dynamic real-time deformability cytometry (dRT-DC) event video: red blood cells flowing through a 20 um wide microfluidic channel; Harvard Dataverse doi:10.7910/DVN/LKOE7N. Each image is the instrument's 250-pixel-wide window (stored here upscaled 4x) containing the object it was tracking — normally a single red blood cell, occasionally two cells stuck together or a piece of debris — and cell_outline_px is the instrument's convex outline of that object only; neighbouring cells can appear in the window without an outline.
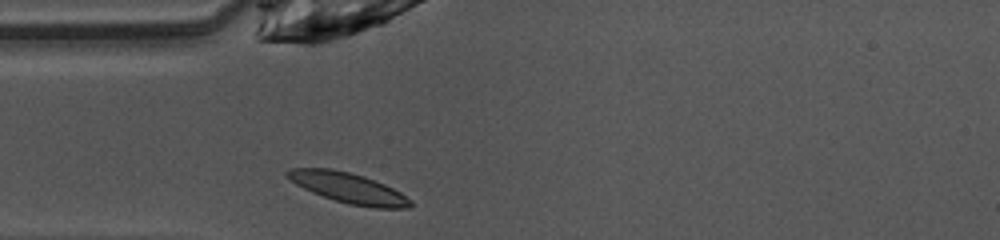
{"species": "common noctule bat (a hibernating species)", "species_latin": "Nyctalus noctula", "temperature_condition": "warm", "stored_images_in_passage": 31, "camera_frame_rate_fps": 3000, "um_per_image_px": 0.085, "animal": {"sex": "female", "body_mass_g": 10.0, "forearm_length_mm": 53.1}, "frame": {"image": 1, "passage_image": 1, "time_ms": 0.0, "image_size_px": [1000, 240], "cell_outline_px": [[412, 204], [408, 208], [376, 208], [348, 204], [312, 192], [296, 184], [284, 176], [284, 172], [288, 168], [332, 168], [364, 176], [384, 184], [400, 192], [412, 200]], "centroid_in_image_um": [29.58, 15.96], "position_along_channel_um": 55.4, "area_um2": 21.73}}
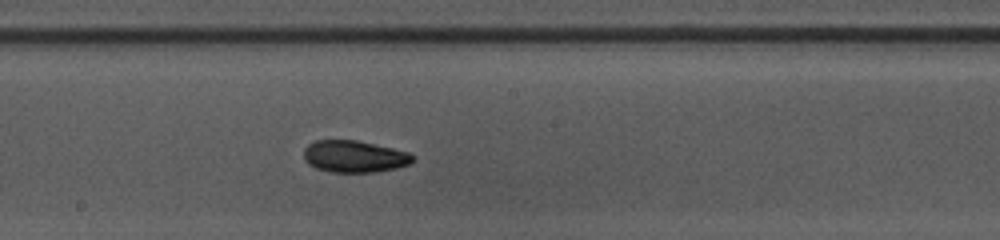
{"frame": {"image": 2, "passage_image": 13, "time_ms": 4.0, "image_size_px": [1000, 240], "cell_outline_px": [[416, 156], [408, 164], [396, 168], [372, 172], [328, 172], [316, 168], [308, 164], [304, 160], [304, 148], [308, 144], [316, 140], [356, 140], [412, 152]], "centroid_in_image_um": [30.11, 13.29], "position_along_channel_um": 218.1, "area_um2": 20.4}}
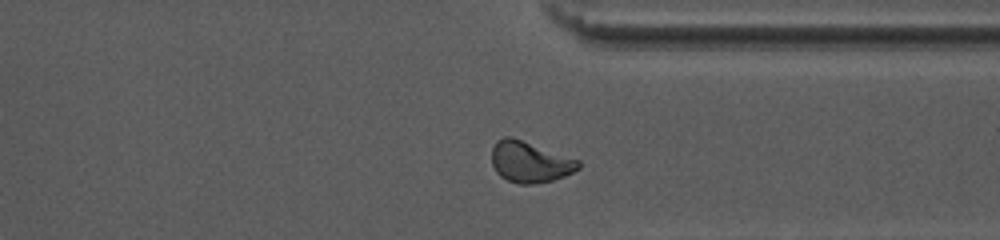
{"frame": {"image": 3, "passage_image": 24, "time_ms": 7.667, "image_size_px": [1000, 240], "cell_outline_px": [[580, 168], [564, 176], [552, 180], [532, 184], [520, 184], [508, 180], [500, 176], [496, 172], [492, 164], [492, 148], [496, 140], [504, 136], [512, 136], [580, 160]], "centroid_in_image_um": [45.02, 13.74], "position_along_channel_um": 366.4, "area_um2": 20.81}, "authors_computed_cell_mechanics": {"area_um2": 20.23, "velocity_mm_per_s": 4.0793, "shape_relaxation_time_tau1_ms": 7.8584, "shape_relaxation_time_tau2_ms": 8.7938, "deformation_change_tau1": 0.1661, "deformation_change_tau2": 0.0952}}